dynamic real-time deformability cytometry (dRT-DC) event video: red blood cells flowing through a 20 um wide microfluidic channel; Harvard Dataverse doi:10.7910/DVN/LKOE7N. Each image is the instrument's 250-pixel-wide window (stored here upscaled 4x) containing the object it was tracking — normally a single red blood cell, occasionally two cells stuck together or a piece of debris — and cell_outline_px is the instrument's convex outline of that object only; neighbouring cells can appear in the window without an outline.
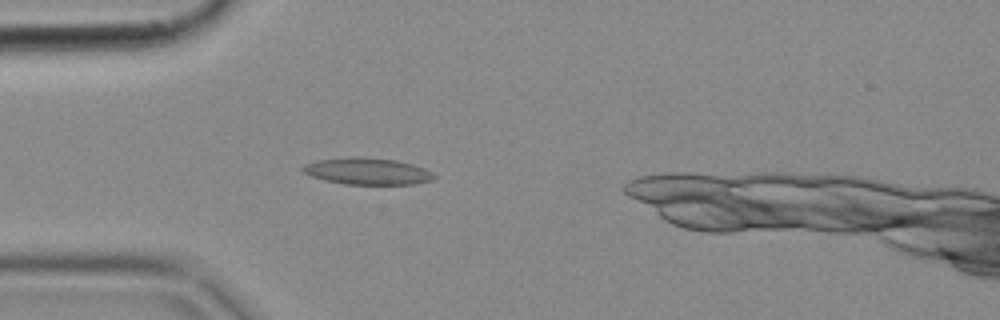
{"species": "common noctule bat (a hibernating species)", "species_latin": "Nyctalus noctula", "temperature_condition": "cold", "stored_images_in_passage": 2, "camera_frame_rate_fps": 3000, "um_per_image_px": 0.085, "animal": {"sex": "female", "body_mass_g": 18.4}, "frame": {"image": 1, "passage_image": 2, "time_ms": 0.333, "image_size_px": [1000, 320], "cell_outline_px": [[436, 176], [432, 180], [412, 184], [344, 184], [324, 180], [312, 176], [304, 172], [300, 168], [304, 164], [316, 160], [348, 156], [356, 156], [396, 160], [412, 164], [424, 168], [432, 172]], "centroid_in_image_um": [31.19, 14.54], "position_along_channel_um": 53.8, "area_um2": 20.52}}